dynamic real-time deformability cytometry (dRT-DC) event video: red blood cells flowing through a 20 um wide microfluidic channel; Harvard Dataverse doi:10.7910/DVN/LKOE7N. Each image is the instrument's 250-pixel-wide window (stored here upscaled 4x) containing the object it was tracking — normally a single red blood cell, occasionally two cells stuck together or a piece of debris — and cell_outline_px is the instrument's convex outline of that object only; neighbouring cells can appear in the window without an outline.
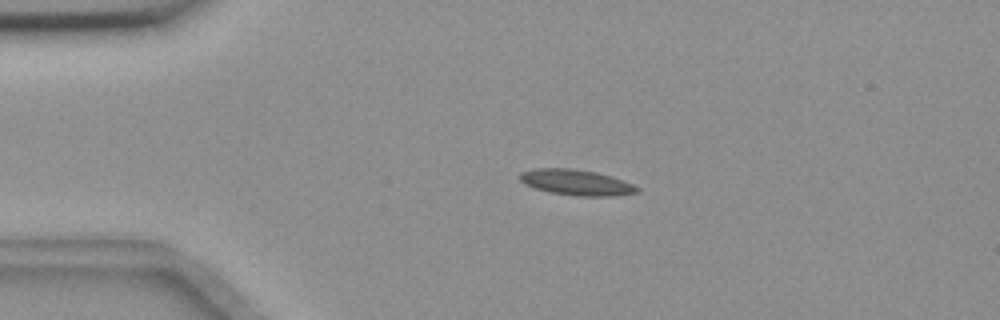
{"species": "common noctule bat (a hibernating species)", "species_latin": "Nyctalus noctula", "temperature_condition": "room temperature", "stored_images_in_passage": 44, "camera_frame_rate_fps": 3000, "um_per_image_px": 0.085, "animal": {"sex": "female", "body_mass_g": 18.4}, "frame": {"image": 1, "passage_image": 12, "time_ms": 3.667, "image_size_px": [1000, 320], "cell_outline_px": [[640, 192], [612, 196], [576, 196], [552, 192], [536, 188], [524, 184], [520, 180], [520, 172], [536, 168], [572, 168], [596, 172], [612, 176], [632, 184], [640, 188]], "centroid_in_image_um": [49.0, 15.5], "position_along_channel_um": 36.0, "area_um2": 17.51}}
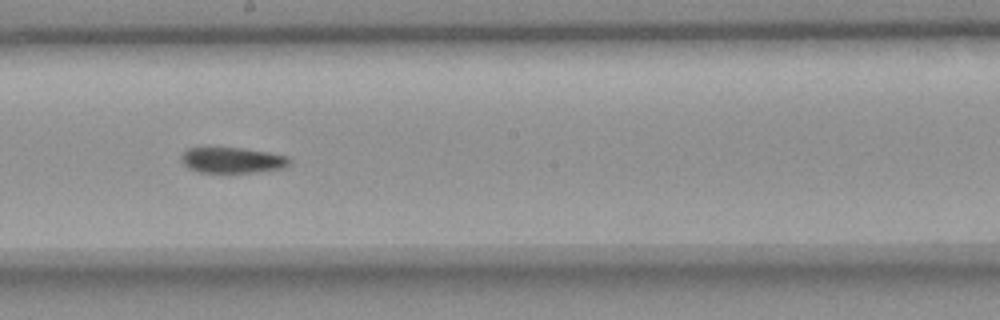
{"frame": {"image": 2, "passage_image": 31, "time_ms": 10.0, "image_size_px": [1000, 320], "cell_outline_px": [[292, 160], [284, 168], [256, 172], [200, 172], [188, 168], [184, 164], [180, 156], [188, 148], [208, 144], [244, 148], [268, 152], [288, 156]], "centroid_in_image_um": [19.7, 13.56], "position_along_channel_um": 228.5, "area_um2": 16.94}}
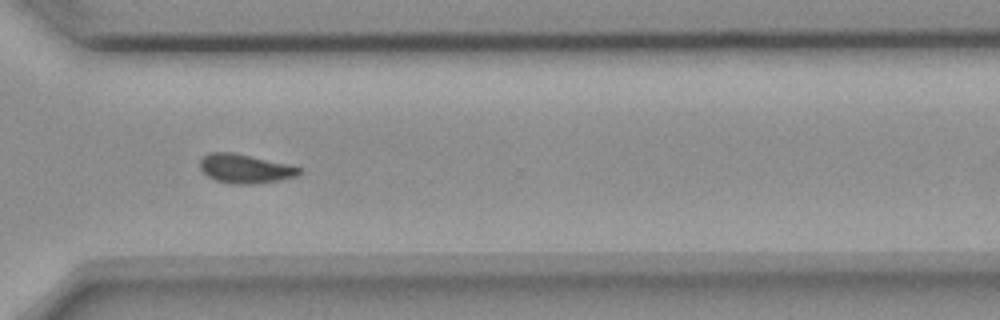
{"frame": {"image": 3, "passage_image": 41, "time_ms": 13.333, "image_size_px": [1000, 320], "cell_outline_px": [[304, 172], [296, 176], [280, 180], [252, 184], [232, 184], [216, 180], [208, 176], [200, 168], [200, 160], [208, 152], [232, 152], [292, 164], [304, 168]], "centroid_in_image_um": [20.91, 14.33], "position_along_channel_um": 349.7, "area_um2": 17.05}, "authors_computed_cell_mechanics": {"area_um2": 16.9932, "velocity_mm_per_s": 3.6211, "shape_relaxation_time_tau1_ms": 9.1456, "shape_relaxation_time_tau2_ms": 9.4174, "deformation_change_tau1": 0.1765, "deformation_change_tau2": 0.1424}}